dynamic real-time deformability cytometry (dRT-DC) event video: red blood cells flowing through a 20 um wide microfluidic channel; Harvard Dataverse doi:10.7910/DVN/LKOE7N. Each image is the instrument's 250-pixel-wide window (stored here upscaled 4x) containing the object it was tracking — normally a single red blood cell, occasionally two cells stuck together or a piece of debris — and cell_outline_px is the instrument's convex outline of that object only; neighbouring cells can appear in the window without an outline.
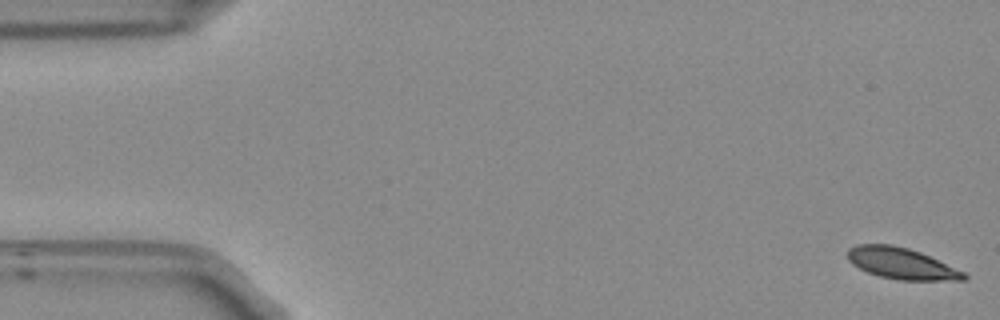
{"species": "Egyptian fruit bat (a non-hibernating species)", "species_latin": "Rousettus aegyptiacus", "temperature_condition": "room temperature", "stored_images_in_passage": 55, "camera_frame_rate_fps": 3000, "um_per_image_px": 0.085, "frame": {"image": 1, "passage_image": 1, "time_ms": 0.0, "image_size_px": [1000, 320], "cell_outline_px": [[968, 276], [964, 280], [900, 280], [880, 276], [868, 272], [852, 264], [848, 260], [848, 248], [856, 244], [892, 244], [908, 248], [920, 252], [964, 272]], "centroid_in_image_um": [76.59, 22.38], "position_along_channel_um": 8.4, "area_um2": 20.98}}
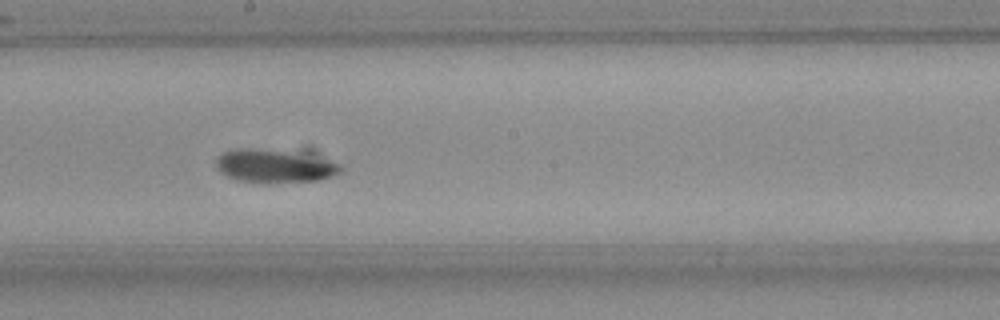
{"frame": {"image": 2, "passage_image": 29, "time_ms": 9.333, "image_size_px": [1000, 320], "cell_outline_px": [[344, 172], [336, 176], [320, 180], [276, 184], [264, 184], [236, 180], [220, 172], [216, 164], [216, 160], [224, 152], [236, 148], [248, 148], [280, 152], [328, 160], [340, 164], [344, 168]], "centroid_in_image_um": [23.35, 14.18], "position_along_channel_um": 224.8, "area_um2": 23.99}}
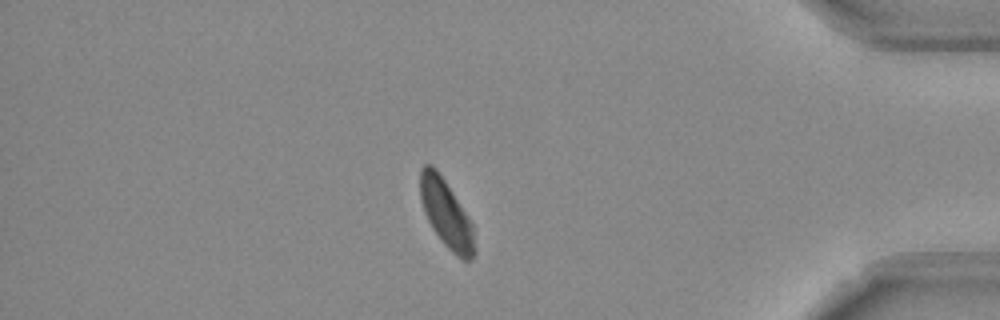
{"frame": {"image": 3, "passage_image": 46, "time_ms": 15.0, "image_size_px": [1000, 320], "cell_outline_px": [[476, 252], [472, 260], [464, 260], [456, 256], [444, 244], [432, 228], [424, 212], [420, 196], [420, 168], [424, 164], [432, 164], [436, 168], [468, 216], [472, 224], [476, 248]], "centroid_in_image_um": [37.93, 18.19], "position_along_channel_um": 397.3, "area_um2": 21.44}, "authors_computed_cell_mechanics": {"area_um2": 22.7154, "velocity_mm_per_s": 3.7263, "shape_relaxation_time_tau1_ms": 3.3097, "shape_relaxation_time_tau2_ms": 2.477, "deformation_change_tau1": 0.0901, "deformation_change_tau2": 0.0583}}